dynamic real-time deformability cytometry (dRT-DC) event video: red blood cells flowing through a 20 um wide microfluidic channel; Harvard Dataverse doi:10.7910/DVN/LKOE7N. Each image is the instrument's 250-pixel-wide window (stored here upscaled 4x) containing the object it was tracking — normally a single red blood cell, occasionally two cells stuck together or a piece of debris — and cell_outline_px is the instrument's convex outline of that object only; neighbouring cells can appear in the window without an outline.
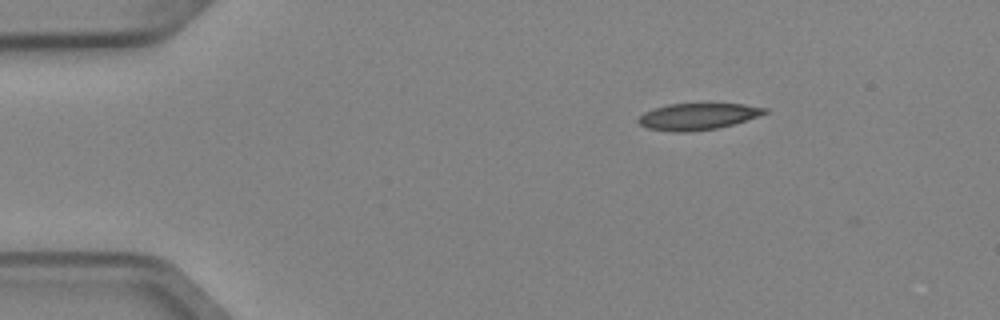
{"species": "Egyptian fruit bat (a non-hibernating species)", "species_latin": "Rousettus aegyptiacus", "temperature_condition": "cold", "stored_images_in_passage": 3, "camera_frame_rate_fps": 3000, "um_per_image_px": 0.085, "animal": {"sex": "female"}, "frame": {"image": 1, "passage_image": 1, "time_ms": 0.0, "image_size_px": [1000, 320], "cell_outline_px": [[768, 112], [732, 124], [716, 128], [688, 132], [672, 132], [648, 128], [640, 124], [636, 120], [644, 112], [668, 104], [744, 104], [768, 108]], "centroid_in_image_um": [59.28, 9.9], "position_along_channel_um": 25.7, "area_um2": 19.25}}